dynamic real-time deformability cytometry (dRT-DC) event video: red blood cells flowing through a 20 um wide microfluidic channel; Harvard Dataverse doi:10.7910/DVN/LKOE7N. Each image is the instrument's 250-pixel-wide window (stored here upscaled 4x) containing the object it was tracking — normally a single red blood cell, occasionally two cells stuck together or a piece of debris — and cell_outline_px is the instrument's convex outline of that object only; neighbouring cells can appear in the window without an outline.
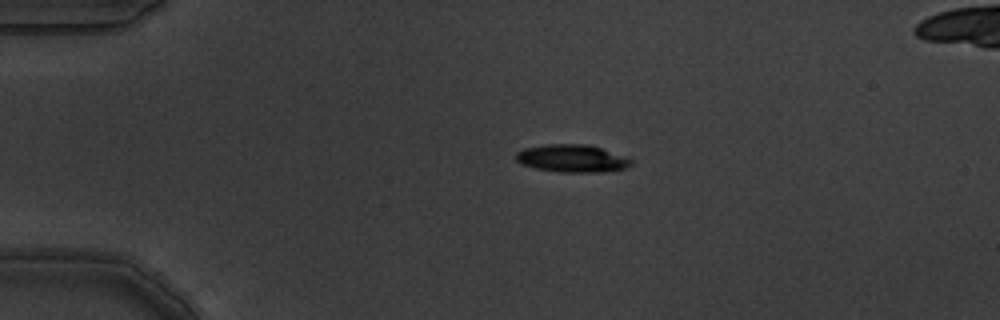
{"species": "common noctule bat (a hibernating species)", "species_latin": "Nyctalus noctula", "temperature_condition": "warm", "stored_images_in_passage": 6, "camera_frame_rate_fps": 3000, "um_per_image_px": 0.085, "animal": {"sex": "male", "body_mass_g": 19.5, "forearm_length_mm": 54.6}, "frame": {"image": 1, "passage_image": 3, "time_ms": 0.667, "image_size_px": [1000, 320], "cell_outline_px": [[632, 164], [624, 168], [604, 172], [560, 172], [536, 168], [520, 164], [516, 160], [516, 152], [524, 148], [548, 144], [588, 144], [600, 148], [632, 160]], "centroid_in_image_um": [48.57, 13.47], "position_along_channel_um": 36.4, "area_um2": 18.32}}